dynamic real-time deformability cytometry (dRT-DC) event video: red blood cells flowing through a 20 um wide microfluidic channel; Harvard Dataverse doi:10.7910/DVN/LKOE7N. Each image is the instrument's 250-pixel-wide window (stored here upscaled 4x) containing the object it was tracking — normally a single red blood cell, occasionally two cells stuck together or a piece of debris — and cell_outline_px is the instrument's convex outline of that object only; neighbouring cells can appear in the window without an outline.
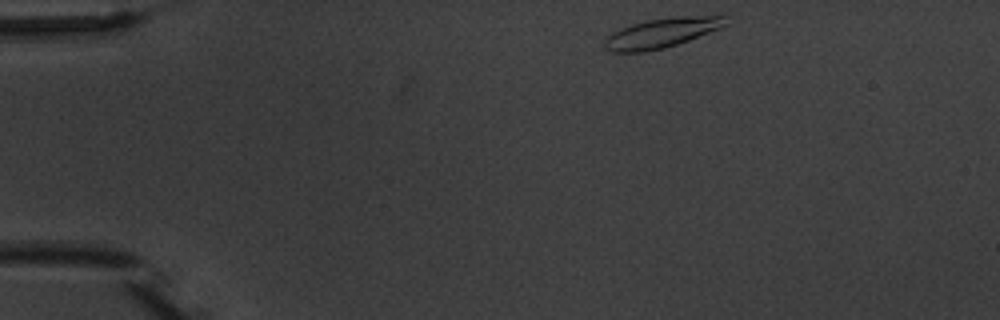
{"species": "common noctule bat (a hibernating species)", "species_latin": "Nyctalus noctula", "temperature_condition": "warm", "stored_images_in_passage": 7, "camera_frame_rate_fps": 3000, "um_per_image_px": 0.085, "animal": {"sex": "male", "body_mass_g": 20.1, "forearm_length_mm": 53.5}, "frame": {"image": 1, "passage_image": 1, "time_ms": 0.0, "image_size_px": [1000, 320], "cell_outline_px": [[728, 24], [720, 28], [688, 40], [664, 48], [644, 52], [612, 52], [604, 48], [604, 40], [612, 32], [632, 24], [648, 20], [676, 16], [724, 16]], "centroid_in_image_um": [56.2, 2.8], "position_along_channel_um": 28.8, "area_um2": 20.69}}
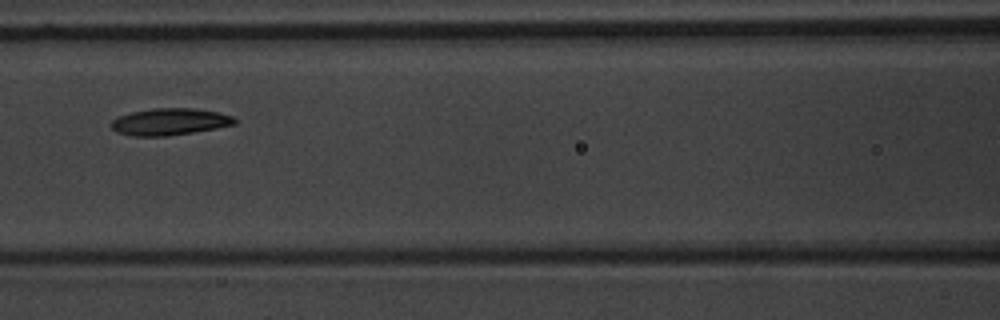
{"frame": {"image": 2, "passage_image": 5, "time_ms": 5.333, "image_size_px": [1000, 320], "cell_outline_px": [[236, 124], [216, 128], [168, 136], [132, 136], [116, 132], [112, 128], [112, 120], [116, 116], [132, 112], [152, 108], [196, 108], [220, 112], [232, 116], [236, 120]], "centroid_in_image_um": [14.42, 10.34], "position_along_channel_um": 152.2, "area_um2": 19.42}}
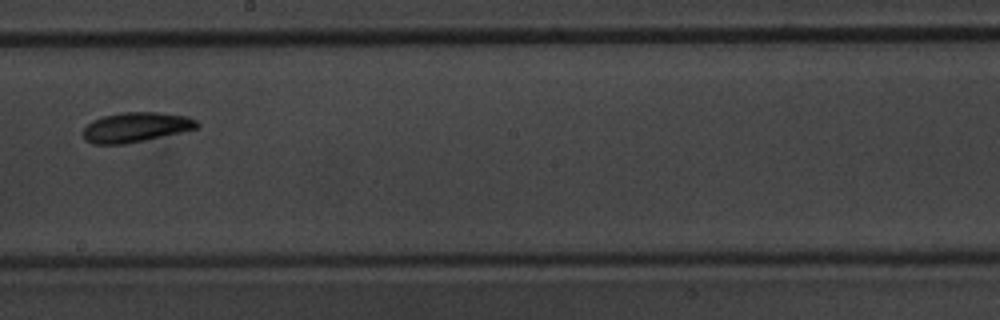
{"frame": {"image": 3, "passage_image": 7, "time_ms": 7.667, "image_size_px": [1000, 320], "cell_outline_px": [[200, 124], [196, 128], [180, 132], [144, 140], [124, 144], [92, 144], [84, 140], [84, 128], [92, 120], [104, 116], [124, 112], [160, 112], [188, 116], [196, 120]], "centroid_in_image_um": [11.54, 10.81], "position_along_channel_um": 236.7, "area_um2": 19.65}}